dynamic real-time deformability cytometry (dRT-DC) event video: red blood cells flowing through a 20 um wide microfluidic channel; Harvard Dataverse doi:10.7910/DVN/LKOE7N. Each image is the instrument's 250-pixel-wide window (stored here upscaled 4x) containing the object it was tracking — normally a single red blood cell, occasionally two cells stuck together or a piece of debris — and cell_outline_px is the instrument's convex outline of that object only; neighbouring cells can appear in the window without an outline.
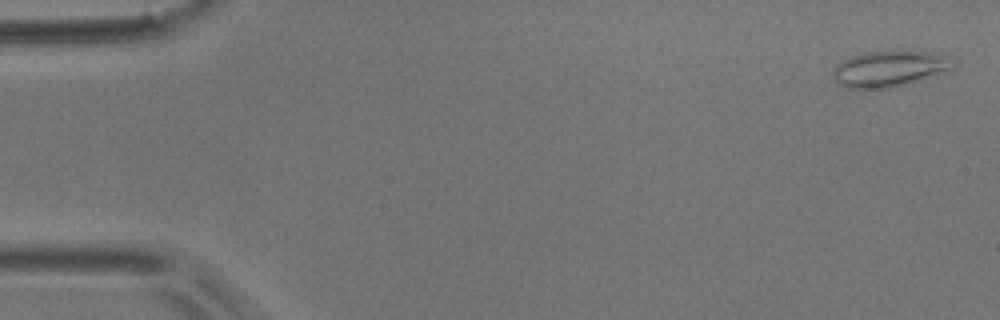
{"species": "common noctule bat (a hibernating species)", "species_latin": "Nyctalus noctula", "temperature_condition": "room temperature", "stored_images_in_passage": 55, "camera_frame_rate_fps": 3000, "um_per_image_px": 0.085, "animal": {"sex": "male", "body_mass_g": 17.9}, "frame": {"image": 1, "passage_image": 2, "time_ms": 0.333, "image_size_px": [1000, 320], "cell_outline_px": [[956, 68], [920, 80], [892, 88], [848, 88], [840, 84], [832, 76], [832, 68], [836, 64], [852, 56], [864, 52], [932, 52], [952, 56], [956, 60]], "centroid_in_image_um": [75.66, 5.84], "position_along_channel_um": 9.3, "area_um2": 25.26}}
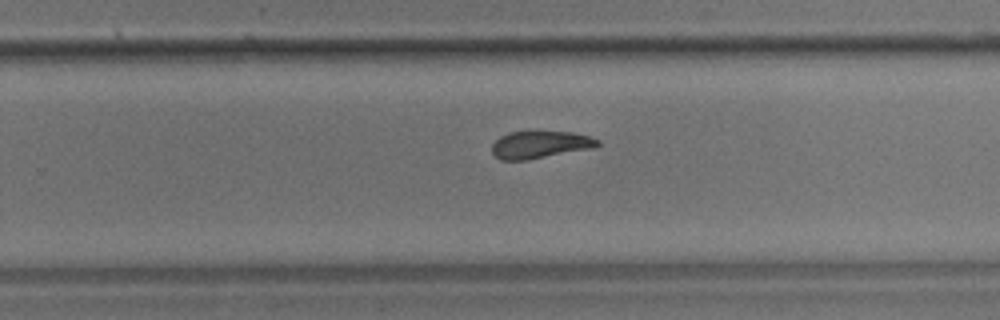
{"frame": {"image": 2, "passage_image": 35, "time_ms": 11.333, "image_size_px": [1000, 320], "cell_outline_px": [[600, 144], [592, 148], [528, 160], [500, 160], [492, 152], [492, 144], [500, 136], [508, 132], [576, 132], [600, 140]], "centroid_in_image_um": [45.9, 12.3], "position_along_channel_um": 283.9, "area_um2": 16.76}}
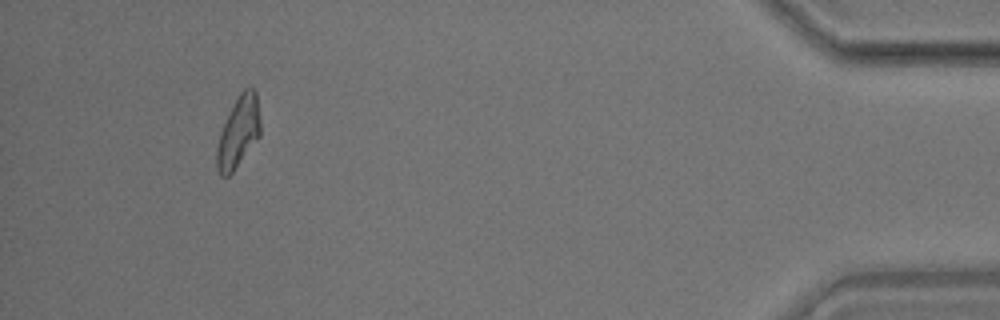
{"frame": {"image": 3, "passage_image": 51, "time_ms": 16.667, "image_size_px": [1000, 320], "cell_outline_px": [[260, 136], [232, 172], [228, 176], [220, 176], [216, 168], [216, 148], [220, 132], [240, 92], [244, 88], [256, 88], [260, 124]], "centroid_in_image_um": [20.26, 11.24], "position_along_channel_um": 414.9, "area_um2": 17.8}, "authors_computed_cell_mechanics": {"area_um2": 18.3226, "velocity_mm_per_s": 3.6772, "shape_relaxation_time_tau1_ms": 6.304, "shape_relaxation_time_tau2_ms": 4.4587, "deformation_change_tau1": 0.181, "deformation_change_tau2": 0.0937}}